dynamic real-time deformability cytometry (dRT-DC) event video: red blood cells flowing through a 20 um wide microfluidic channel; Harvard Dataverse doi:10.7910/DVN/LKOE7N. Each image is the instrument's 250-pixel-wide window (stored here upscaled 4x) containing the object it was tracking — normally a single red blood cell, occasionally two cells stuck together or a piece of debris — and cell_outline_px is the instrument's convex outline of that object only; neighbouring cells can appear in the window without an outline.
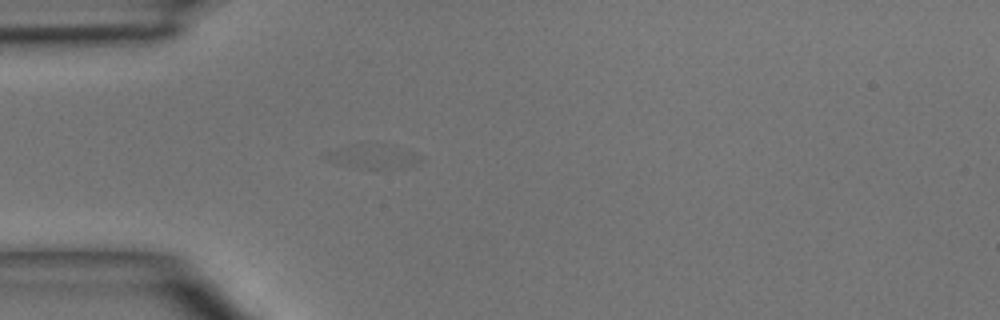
{"species": "common noctule bat (a hibernating species)", "species_latin": "Nyctalus noctula", "temperature_condition": "room temperature", "stored_images_in_passage": 1, "camera_frame_rate_fps": 3000, "um_per_image_px": 0.085, "animal": {"sex": "male", "body_mass_g": 15.6}, "frame": {"image": 1, "passage_image": 1, "time_ms": 0.0, "image_size_px": [1000, 320], "cell_outline_px": [[424, 160], [404, 168], [360, 168], [336, 164], [328, 160], [324, 156], [324, 152], [368, 140]], "centroid_in_image_um": [31.49, 13.3], "position_along_channel_um": 53.5, "area_um2": 12.72}}